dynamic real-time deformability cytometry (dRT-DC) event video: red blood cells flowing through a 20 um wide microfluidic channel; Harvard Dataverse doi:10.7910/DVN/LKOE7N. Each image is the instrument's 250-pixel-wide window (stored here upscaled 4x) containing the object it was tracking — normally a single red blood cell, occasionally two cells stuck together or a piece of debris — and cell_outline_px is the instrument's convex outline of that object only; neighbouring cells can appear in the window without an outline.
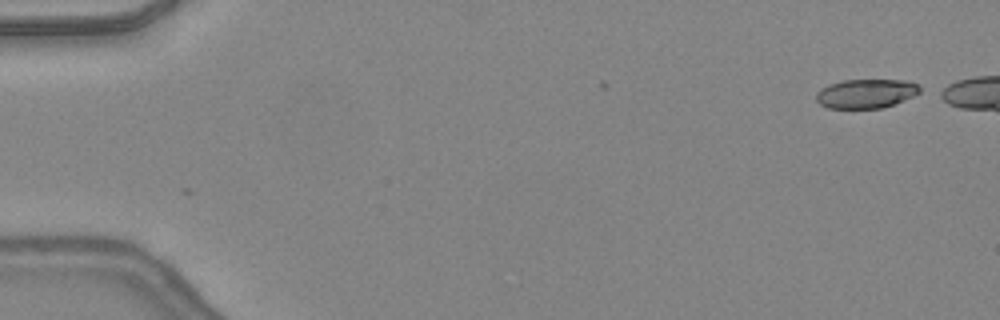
{"species": "common noctule bat (a hibernating species)", "species_latin": "Nyctalus noctula", "temperature_condition": "warm", "stored_images_in_passage": 4, "camera_frame_rate_fps": 3000, "um_per_image_px": 0.085, "animal": {"sex": "female", "body_mass_g": 24.6, "forearm_length_mm": 56.2}, "frame": {"image": 1, "passage_image": 1, "time_ms": 0.0, "image_size_px": [1000, 320], "cell_outline_px": [[920, 92], [904, 100], [884, 108], [828, 108], [820, 104], [816, 100], [816, 92], [820, 88], [828, 84], [840, 80], [908, 80], [920, 84]], "centroid_in_image_um": [73.6, 7.94], "position_along_channel_um": 11.4, "area_um2": 17.8}}